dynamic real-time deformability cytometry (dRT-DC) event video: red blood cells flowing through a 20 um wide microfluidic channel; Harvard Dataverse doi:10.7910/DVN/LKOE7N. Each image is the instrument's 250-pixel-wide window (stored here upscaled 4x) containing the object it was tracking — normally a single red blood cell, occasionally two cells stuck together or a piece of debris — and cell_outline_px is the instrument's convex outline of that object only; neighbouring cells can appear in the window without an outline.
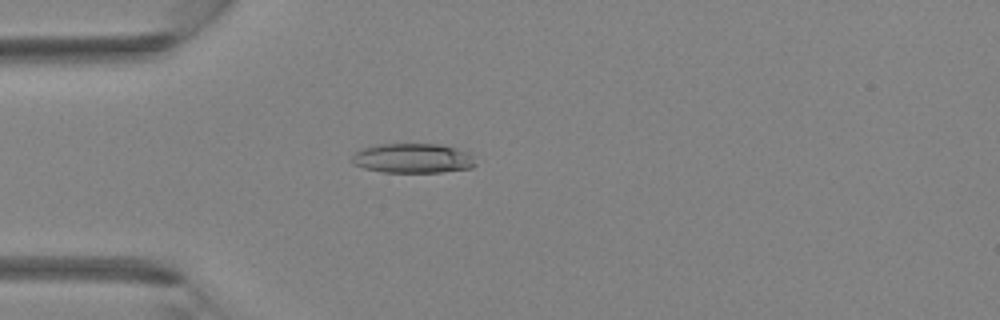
{"species": "Egyptian fruit bat (a non-hibernating species)", "species_latin": "Rousettus aegyptiacus", "temperature_condition": "room temperature", "stored_images_in_passage": 4, "camera_frame_rate_fps": 3000, "um_per_image_px": 0.085, "animal": {"sex": "female"}, "frame": {"image": 1, "passage_image": 4, "time_ms": 1.0, "image_size_px": [1000, 320], "cell_outline_px": [[476, 164], [472, 168], [440, 172], [384, 172], [364, 168], [352, 164], [352, 156], [360, 148], [376, 144], [440, 144], [456, 148], [468, 152], [472, 156]], "centroid_in_image_um": [35.07, 13.45], "position_along_channel_um": 49.9, "area_um2": 21.44}}